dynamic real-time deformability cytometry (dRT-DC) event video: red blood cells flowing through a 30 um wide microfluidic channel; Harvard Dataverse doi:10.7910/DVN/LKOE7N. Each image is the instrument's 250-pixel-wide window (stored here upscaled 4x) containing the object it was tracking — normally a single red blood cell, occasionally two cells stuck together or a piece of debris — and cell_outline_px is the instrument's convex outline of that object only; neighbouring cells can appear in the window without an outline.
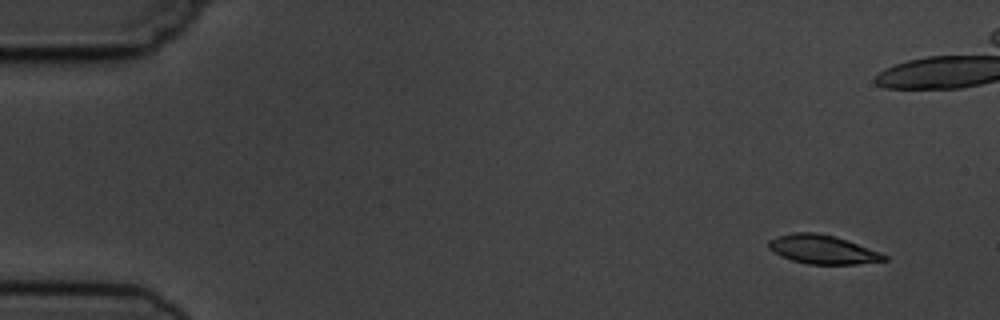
{"species": "common noctule bat (a hibernating species)", "species_latin": "Nyctalus noctula", "temperature_condition": "cold", "stored_images_in_passage": 4, "camera_frame_rate_fps": 3000, "um_per_image_px": 0.085, "animal": {"sex": "male", "body_mass_g": 19.5, "forearm_length_mm": 54.6}, "frame": {"image": 1, "passage_image": 1, "time_ms": 0.0, "image_size_px": [1000, 320], "cell_outline_px": [[888, 260], [856, 264], [808, 264], [792, 260], [780, 256], [768, 248], [768, 240], [776, 236], [796, 232], [812, 232], [832, 236], [880, 252], [888, 256]], "centroid_in_image_um": [69.88, 21.21], "position_along_channel_um": 15.1, "area_um2": 19.13}}